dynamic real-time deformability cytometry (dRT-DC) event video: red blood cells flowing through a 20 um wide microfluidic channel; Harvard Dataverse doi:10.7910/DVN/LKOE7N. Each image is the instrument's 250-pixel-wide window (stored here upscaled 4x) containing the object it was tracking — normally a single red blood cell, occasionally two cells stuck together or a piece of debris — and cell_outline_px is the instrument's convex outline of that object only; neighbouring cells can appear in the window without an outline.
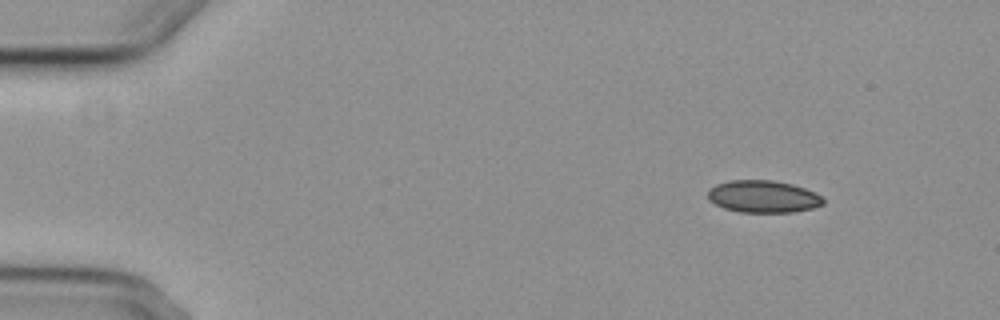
{"species": "common noctule bat (a hibernating species)", "species_latin": "Nyctalus noctula", "temperature_condition": "cold", "stored_images_in_passage": 5, "camera_frame_rate_fps": 3000, "um_per_image_px": 0.085, "animal": {"sex": "female", "body_mass_g": 29.2, "forearm_length_mm": 56.3}, "frame": {"image": 1, "passage_image": 1, "time_ms": 0.0, "image_size_px": [1000, 320], "cell_outline_px": [[824, 204], [812, 208], [792, 212], [740, 212], [724, 208], [708, 200], [708, 188], [716, 184], [728, 180], [772, 180], [792, 184], [816, 192], [824, 200]], "centroid_in_image_um": [64.85, 16.7], "position_along_channel_um": 20.2, "area_um2": 21.73}}
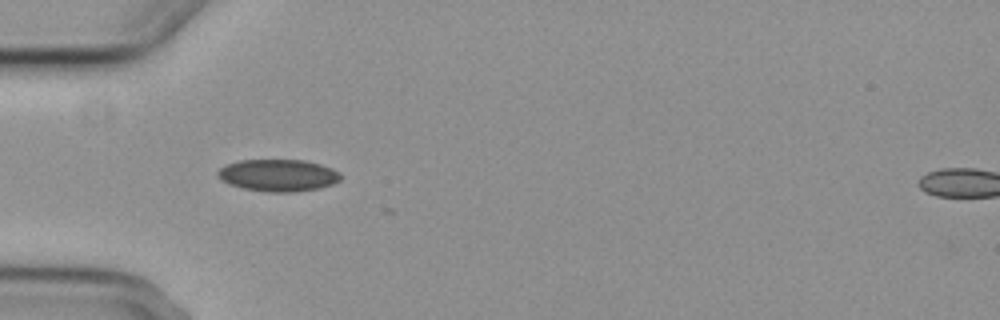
{"frame": {"image": 2, "passage_image": 4, "time_ms": 3.667, "image_size_px": [1000, 320], "cell_outline_px": [[340, 180], [332, 184], [320, 188], [296, 192], [268, 192], [244, 188], [228, 184], [220, 180], [216, 176], [216, 172], [220, 168], [228, 164], [240, 160], [304, 160], [320, 164], [332, 168], [340, 172]], "centroid_in_image_um": [23.63, 14.9], "position_along_channel_um": 61.4, "area_um2": 23.06}}
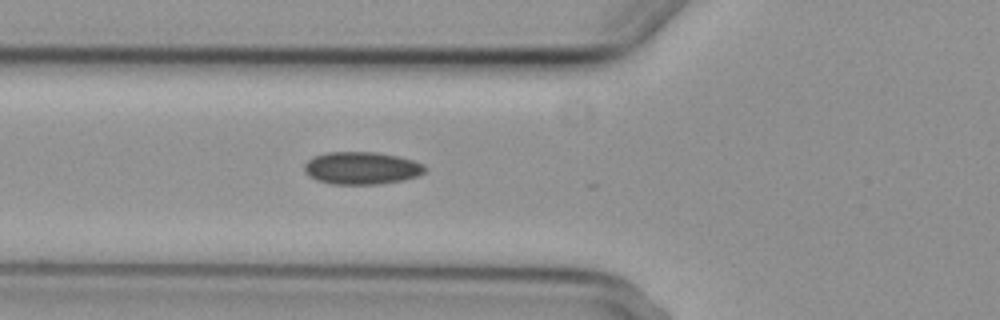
{"frame": {"image": 3, "passage_image": 5, "time_ms": 4.667, "image_size_px": [1000, 320], "cell_outline_px": [[428, 168], [424, 172], [416, 176], [404, 180], [380, 184], [332, 184], [316, 180], [308, 176], [304, 172], [304, 164], [308, 160], [316, 156], [328, 152], [376, 152], [396, 156], [412, 160], [424, 164]], "centroid_in_image_um": [30.73, 14.29], "position_along_channel_um": 95.1, "area_um2": 22.89}}